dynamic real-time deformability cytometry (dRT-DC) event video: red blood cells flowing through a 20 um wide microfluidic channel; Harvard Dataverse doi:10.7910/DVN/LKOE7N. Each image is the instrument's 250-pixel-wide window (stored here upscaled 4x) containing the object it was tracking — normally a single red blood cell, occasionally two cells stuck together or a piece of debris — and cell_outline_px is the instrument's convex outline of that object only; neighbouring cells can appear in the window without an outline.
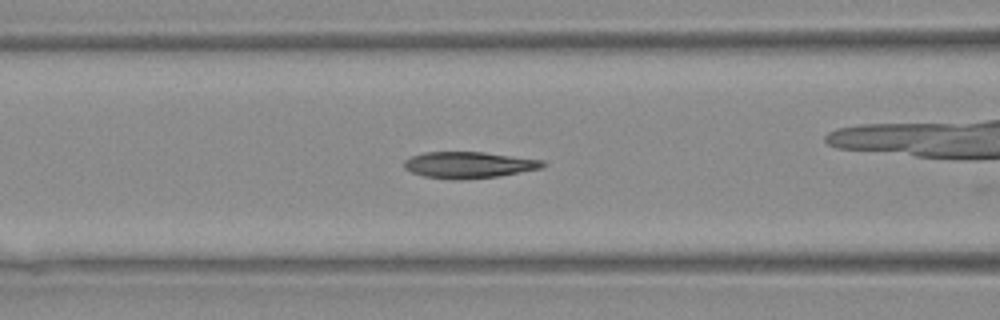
{"species": "Egyptian fruit bat (a non-hibernating species)", "species_latin": "Rousettus aegyptiacus", "temperature_condition": "warm", "stored_images_in_passage": 44, "camera_frame_rate_fps": 3000, "um_per_image_px": 0.085, "animal": {"sex": "female"}, "frame": {"image": 1, "passage_image": 19, "time_ms": 6.0, "image_size_px": [1000, 320], "cell_outline_px": [[544, 164], [536, 168], [492, 176], [432, 176], [416, 172], [408, 168], [408, 160], [416, 156], [432, 152], [476, 152], [532, 160]], "centroid_in_image_um": [39.81, 13.96], "position_along_channel_um": 126.8, "area_um2": 18.09}}
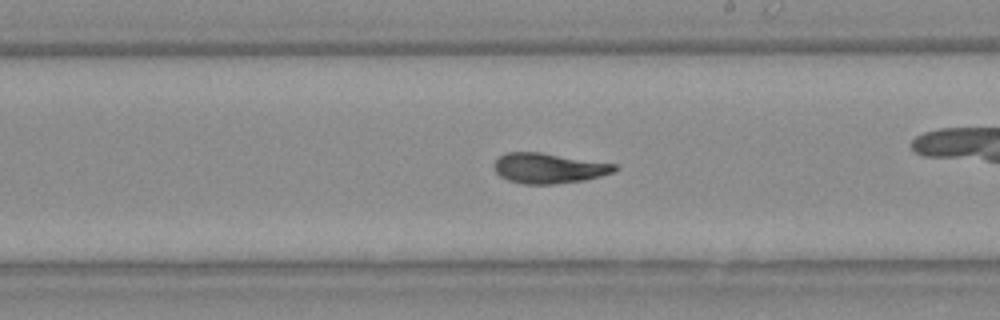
{"frame": {"image": 2, "passage_image": 26, "time_ms": 8.333, "image_size_px": [1000, 320], "cell_outline_px": [[616, 168], [608, 172], [576, 180], [516, 180], [504, 176], [496, 168], [496, 164], [504, 156], [516, 152], [528, 152], [612, 164]], "centroid_in_image_um": [46.64, 14.22], "position_along_channel_um": 242.4, "area_um2": 17.46}}